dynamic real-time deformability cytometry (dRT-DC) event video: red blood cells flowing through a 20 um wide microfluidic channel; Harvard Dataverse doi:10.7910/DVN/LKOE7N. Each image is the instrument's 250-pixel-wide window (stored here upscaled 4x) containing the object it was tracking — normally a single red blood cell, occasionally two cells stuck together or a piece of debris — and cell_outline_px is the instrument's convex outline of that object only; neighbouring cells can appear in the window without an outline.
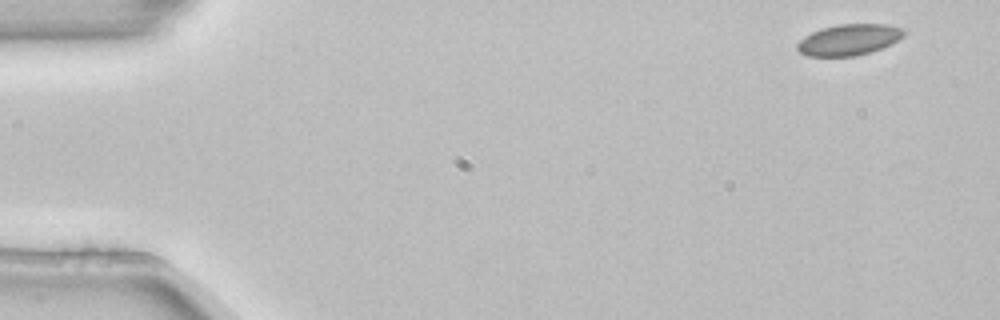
{"species": "common noctule bat (a hibernating species)", "species_latin": "Nyctalus noctula", "temperature_condition": "room temperature", "stored_images_in_passage": 4, "camera_frame_rate_fps": 3000, "um_per_image_px": 0.085, "animal": {"sex": "female", "body_mass_g": 22.7, "forearm_length_mm": 54.2}, "frame": {"image": 1, "passage_image": 1, "time_ms": 0.0, "image_size_px": [1000, 320], "cell_outline_px": [[904, 36], [880, 48], [856, 56], [808, 56], [800, 52], [796, 48], [796, 44], [804, 36], [820, 28], [840, 24], [888, 24], [904, 28]], "centroid_in_image_um": [72.12, 3.36], "position_along_channel_um": 12.9, "area_um2": 19.19}}
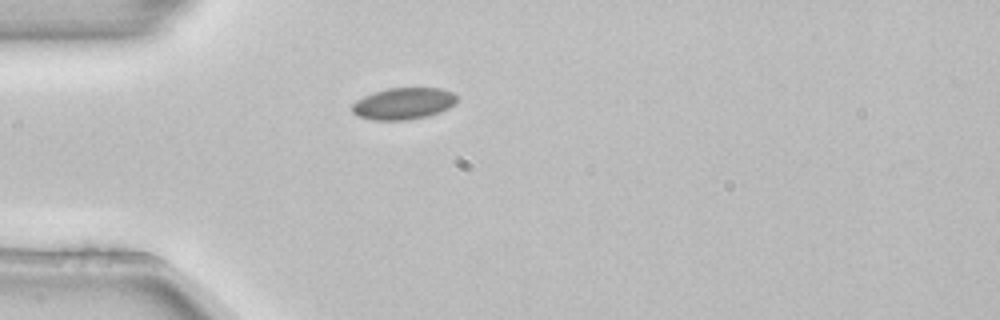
{"frame": {"image": 2, "passage_image": 4, "time_ms": 1.0, "image_size_px": [1000, 320], "cell_outline_px": [[456, 104], [440, 112], [428, 116], [408, 120], [372, 120], [356, 116], [352, 112], [352, 104], [356, 100], [364, 96], [388, 88], [440, 88], [452, 92], [456, 96]], "centroid_in_image_um": [34.28, 8.81], "position_along_channel_um": 50.7, "area_um2": 19.42}}